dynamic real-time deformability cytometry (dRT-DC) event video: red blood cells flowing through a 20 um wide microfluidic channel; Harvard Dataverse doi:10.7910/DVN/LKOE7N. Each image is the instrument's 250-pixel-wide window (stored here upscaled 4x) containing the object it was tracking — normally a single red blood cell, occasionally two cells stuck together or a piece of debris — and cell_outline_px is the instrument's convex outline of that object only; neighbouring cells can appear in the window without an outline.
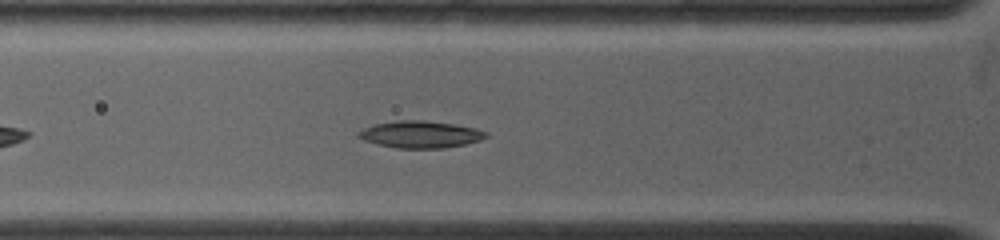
{"species": "common noctule bat (a hibernating species)", "species_latin": "Nyctalus noctula", "temperature_condition": "warm", "stored_images_in_passage": 37, "camera_frame_rate_fps": 4500, "um_per_image_px": 0.085, "animal": {"sex": "female", "body_mass_g": 19.0, "forearm_length_mm": 53.3}, "frame": {"image": 1, "passage_image": 9, "time_ms": 2.667, "image_size_px": [1000, 240], "cell_outline_px": [[488, 136], [480, 140], [464, 144], [444, 148], [396, 148], [376, 144], [364, 140], [356, 136], [356, 132], [364, 128], [376, 124], [400, 120], [424, 120], [456, 124], [476, 128], [488, 132]], "centroid_in_image_um": [35.73, 11.42], "position_along_channel_um": 90.1, "area_um2": 20.11}}
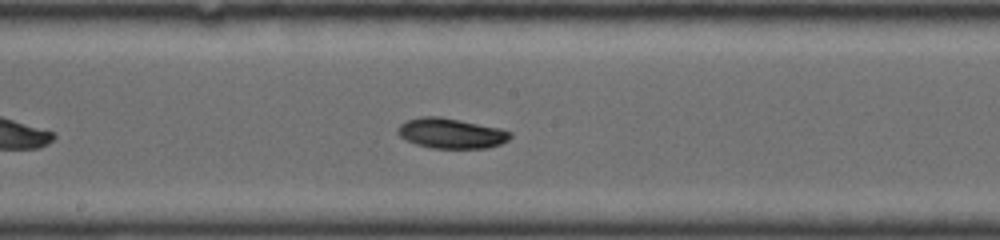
{"frame": {"image": 2, "passage_image": 18, "time_ms": 5.778, "image_size_px": [1000, 240], "cell_outline_px": [[512, 136], [508, 140], [500, 144], [488, 148], [432, 148], [416, 144], [404, 140], [396, 132], [396, 128], [400, 124], [408, 120], [420, 116], [440, 116], [500, 128], [512, 132]], "centroid_in_image_um": [38.32, 11.33], "position_along_channel_um": 209.9, "area_um2": 19.94}}
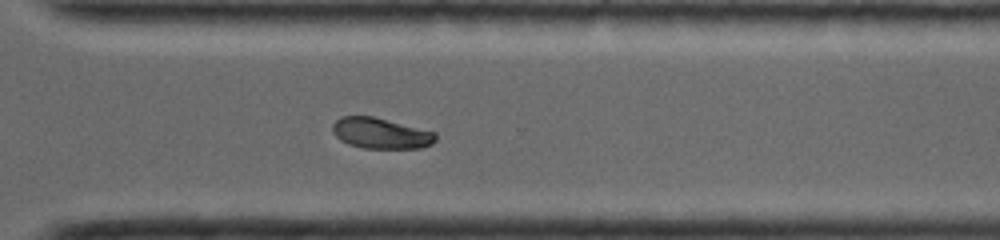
{"frame": {"image": 3, "passage_image": 29, "time_ms": 9.111, "image_size_px": [1000, 240], "cell_outline_px": [[436, 140], [432, 144], [420, 148], [364, 148], [348, 144], [340, 140], [336, 136], [332, 128], [332, 124], [340, 116], [372, 116], [436, 132]], "centroid_in_image_um": [32.36, 11.33], "position_along_channel_um": 338.2, "area_um2": 18.44}, "authors_computed_cell_mechanics": {"area_um2": 19.2474, "velocity_mm_per_s": 3.8562, "shape_relaxation_time_tau1_ms": 5.6727, "shape_relaxation_time_tau2_ms": null, "deformation_change_tau1": 0.1278, "deformation_change_tau2": null}}